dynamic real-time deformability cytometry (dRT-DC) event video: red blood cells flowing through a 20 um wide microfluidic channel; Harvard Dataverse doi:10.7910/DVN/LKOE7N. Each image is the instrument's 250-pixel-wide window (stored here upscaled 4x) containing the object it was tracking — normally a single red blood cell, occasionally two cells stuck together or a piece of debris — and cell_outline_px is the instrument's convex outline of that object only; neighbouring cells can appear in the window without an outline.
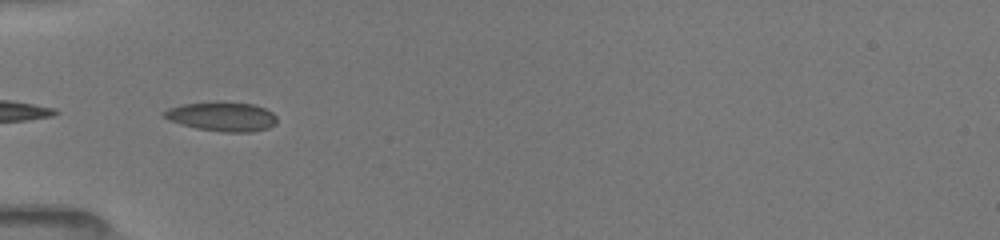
{"species": "common noctule bat (a hibernating species)", "species_latin": "Nyctalus noctula", "temperature_condition": "room temperature", "stored_images_in_passage": 25, "camera_frame_rate_fps": 3000, "um_per_image_px": 0.085, "animal": {"sex": "female", "body_mass_g": 19.5, "forearm_length_mm": 54.1}, "frame": {"image": 1, "passage_image": 4, "time_ms": 1.333, "image_size_px": [1000, 240], "cell_outline_px": [[276, 124], [268, 128], [252, 132], [224, 132], [196, 128], [180, 124], [168, 120], [160, 112], [168, 108], [184, 104], [216, 100], [252, 104], [264, 108], [272, 112], [276, 116]], "centroid_in_image_um": [18.85, 9.89], "position_along_channel_um": 66.2, "area_um2": 19.59}}